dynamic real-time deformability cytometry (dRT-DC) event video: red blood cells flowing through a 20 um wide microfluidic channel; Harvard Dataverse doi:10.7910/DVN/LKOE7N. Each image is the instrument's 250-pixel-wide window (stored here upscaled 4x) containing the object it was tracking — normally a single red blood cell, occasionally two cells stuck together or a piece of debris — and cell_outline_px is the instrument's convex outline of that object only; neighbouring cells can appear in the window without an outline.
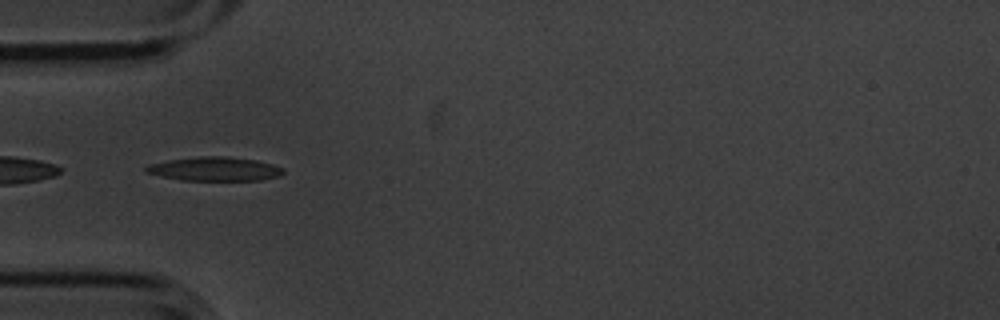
{"species": "common noctule bat (a hibernating species)", "species_latin": "Nyctalus noctula", "temperature_condition": "cold", "stored_images_in_passage": 10, "camera_frame_rate_fps": 3000, "um_per_image_px": 0.085, "animal": {"sex": "male", "body_mass_g": 20.1, "forearm_length_mm": 53.5}, "frame": {"image": 1, "passage_image": 4, "time_ms": 1.0, "image_size_px": [1000, 320], "cell_outline_px": [[284, 172], [280, 176], [260, 180], [180, 180], [160, 176], [148, 172], [144, 168], [148, 164], [168, 160], [196, 156], [228, 156], [256, 160], [272, 164], [284, 168]], "centroid_in_image_um": [18.26, 14.35], "position_along_channel_um": 66.7, "area_um2": 19.19}}
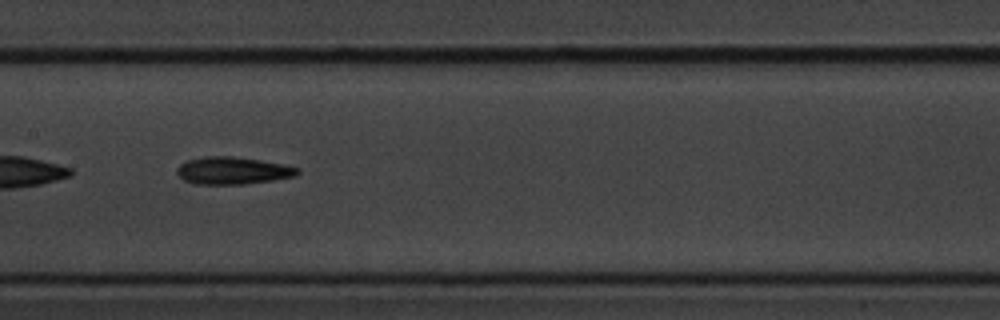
{"frame": {"image": 2, "passage_image": 7, "time_ms": 2.0, "image_size_px": [1000, 320], "cell_outline_px": [[300, 172], [296, 176], [272, 180], [244, 184], [196, 184], [184, 180], [176, 172], [176, 168], [180, 164], [188, 160], [204, 156], [232, 156], [260, 160], [284, 164], [300, 168]], "centroid_in_image_um": [19.79, 14.5], "position_along_channel_um": 187.6, "area_um2": 19.25}}
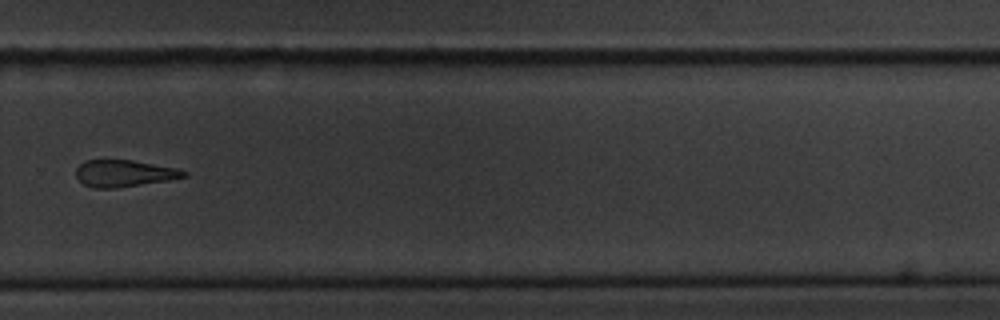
{"frame": {"image": 3, "passage_image": 10, "time_ms": 3.0, "image_size_px": [1000, 320], "cell_outline_px": [[188, 176], [168, 180], [116, 188], [92, 188], [84, 184], [76, 176], [76, 168], [84, 160], [132, 160], [176, 168], [188, 172]], "centroid_in_image_um": [10.54, 14.73], "position_along_channel_um": 319.3, "area_um2": 16.76}}